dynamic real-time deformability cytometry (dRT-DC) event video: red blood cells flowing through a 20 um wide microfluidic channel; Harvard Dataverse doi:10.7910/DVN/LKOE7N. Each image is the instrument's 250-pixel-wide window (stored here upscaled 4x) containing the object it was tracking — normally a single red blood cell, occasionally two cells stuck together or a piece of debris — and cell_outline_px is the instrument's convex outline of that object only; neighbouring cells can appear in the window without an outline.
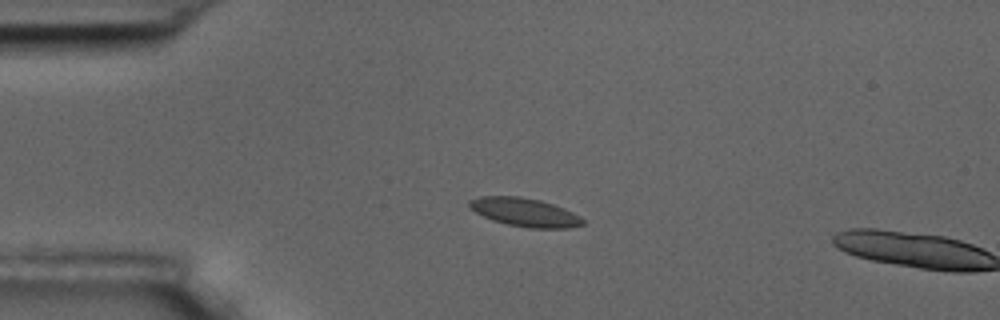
{"species": "common noctule bat (a hibernating species)", "species_latin": "Nyctalus noctula", "temperature_condition": "room temperature", "stored_images_in_passage": 2, "camera_frame_rate_fps": 3000, "um_per_image_px": 0.085, "animal": {"sex": "male", "body_mass_g": 17.5, "forearm_length_mm": 52.3}, "frame": {"image": 1, "passage_image": 1, "time_ms": 0.0, "image_size_px": [1000, 320], "cell_outline_px": [[584, 224], [568, 228], [528, 228], [508, 224], [492, 220], [468, 208], [468, 200], [480, 196], [520, 196], [540, 200], [564, 208], [580, 216], [584, 220]], "centroid_in_image_um": [44.58, 18.03], "position_along_channel_um": 40.4, "area_um2": 18.84}}